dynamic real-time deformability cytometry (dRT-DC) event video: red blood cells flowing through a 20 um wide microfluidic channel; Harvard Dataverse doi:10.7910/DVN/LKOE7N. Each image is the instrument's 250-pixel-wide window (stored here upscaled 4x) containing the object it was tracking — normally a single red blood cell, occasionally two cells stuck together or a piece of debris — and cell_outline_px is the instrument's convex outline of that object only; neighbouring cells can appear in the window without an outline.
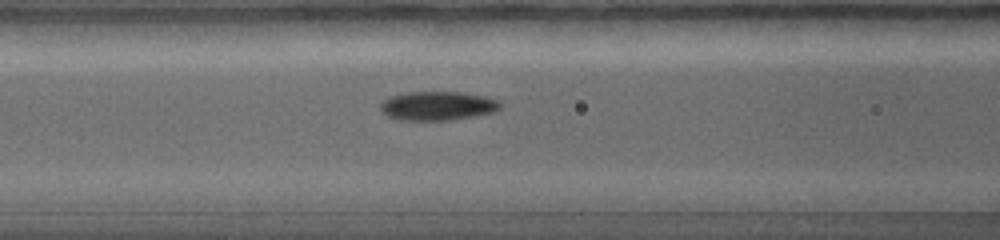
{"species": "common noctule bat (a hibernating species)", "species_latin": "Nyctalus noctula", "temperature_condition": "warm", "stored_images_in_passage": 16, "camera_frame_rate_fps": 5000, "um_per_image_px": 0.085, "animal": {"sex": "female", "body_mass_g": 19.0, "forearm_length_mm": 56.7}, "frame": {"image": 1, "passage_image": 3, "time_ms": 0.8, "image_size_px": [1000, 240], "cell_outline_px": [[500, 108], [496, 112], [452, 120], [400, 120], [388, 116], [380, 112], [380, 100], [388, 96], [408, 92], [464, 92], [484, 96], [500, 100]], "centroid_in_image_um": [37.17, 8.99], "position_along_channel_um": 129.4, "area_um2": 20.58}}
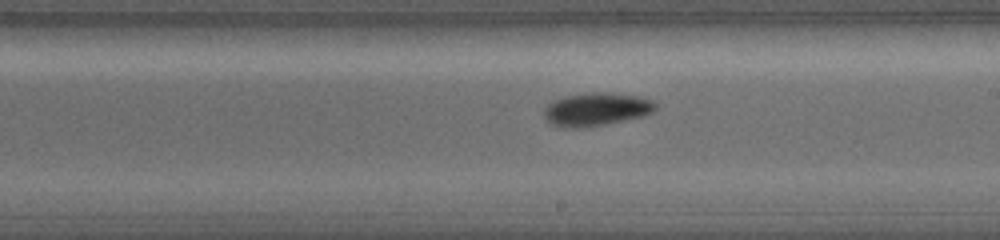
{"frame": {"image": 2, "passage_image": 8, "time_ms": 2.4, "image_size_px": [1000, 240], "cell_outline_px": [[656, 108], [652, 112], [644, 116], [584, 128], [564, 128], [548, 124], [544, 116], [544, 108], [552, 100], [564, 96], [588, 92], [608, 92], [636, 96], [652, 100], [656, 104]], "centroid_in_image_um": [50.63, 9.29], "position_along_channel_um": 238.4, "area_um2": 21.79}}
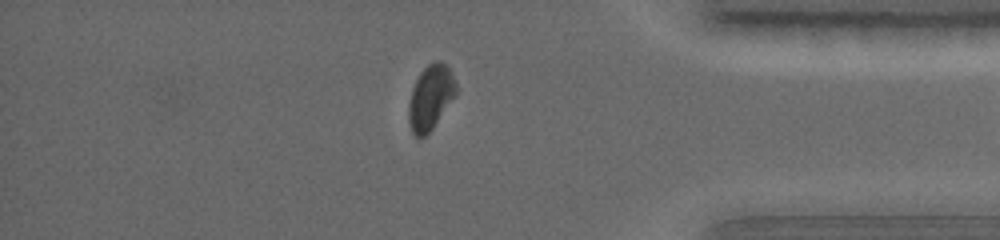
{"frame": {"image": 3, "passage_image": 15, "time_ms": 5.0, "image_size_px": [1000, 240], "cell_outline_px": [[456, 96], [432, 128], [424, 136], [416, 136], [412, 132], [408, 120], [408, 104], [412, 88], [420, 72], [428, 64], [436, 60], [440, 60], [452, 72], [456, 84]], "centroid_in_image_um": [36.59, 8.25], "position_along_channel_um": 398.6, "area_um2": 17.8}}